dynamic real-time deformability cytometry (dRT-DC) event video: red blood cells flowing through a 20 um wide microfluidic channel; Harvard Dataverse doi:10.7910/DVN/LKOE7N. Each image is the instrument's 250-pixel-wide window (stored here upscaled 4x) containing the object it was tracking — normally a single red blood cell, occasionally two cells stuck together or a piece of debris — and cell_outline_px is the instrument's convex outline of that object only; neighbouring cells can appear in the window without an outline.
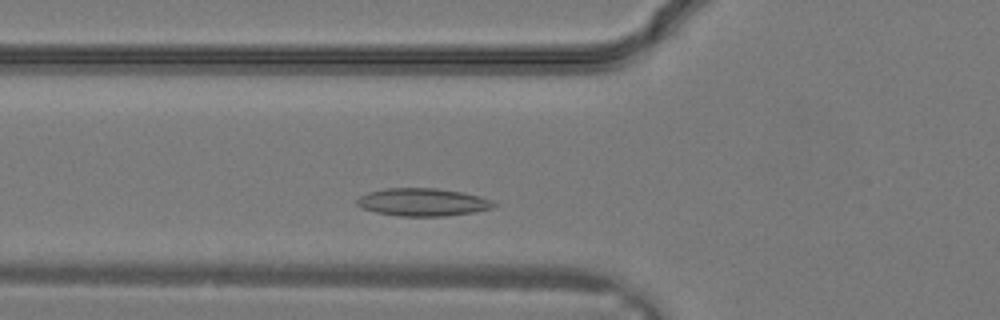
{"species": "common noctule bat (a hibernating species)", "species_latin": "Nyctalus noctula", "temperature_condition": "warm", "stored_images_in_passage": 25, "camera_frame_rate_fps": 3000, "um_per_image_px": 0.085, "animal": {"sex": "male", "body_mass_g": 19.2, "forearm_length_mm": 51.8}, "frame": {"image": 1, "passage_image": 4, "time_ms": 1.0, "image_size_px": [1000, 320], "cell_outline_px": [[496, 204], [492, 208], [476, 212], [444, 216], [400, 216], [376, 212], [364, 208], [356, 204], [356, 200], [360, 196], [368, 192], [384, 188], [436, 188], [460, 192], [492, 200]], "centroid_in_image_um": [35.91, 17.18], "position_along_channel_um": 89.9, "area_um2": 21.96}}
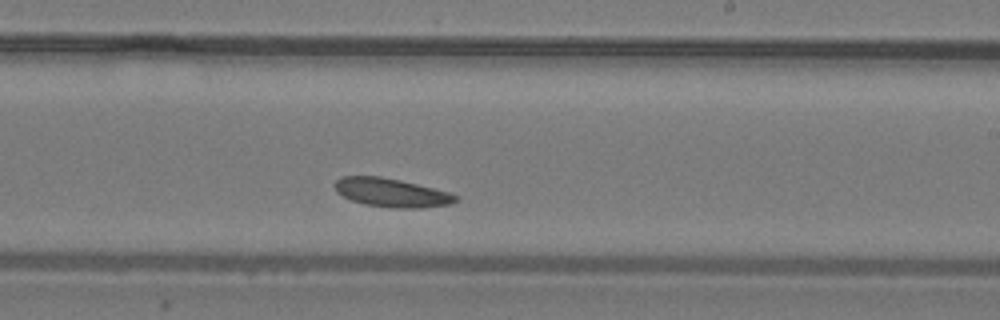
{"frame": {"image": 2, "passage_image": 12, "time_ms": 3.667, "image_size_px": [1000, 320], "cell_outline_px": [[460, 200], [452, 204], [420, 208], [392, 208], [364, 204], [340, 196], [336, 192], [332, 184], [340, 176], [380, 176], [400, 180], [448, 192], [460, 196]], "centroid_in_image_um": [33.25, 16.38], "position_along_channel_um": 255.8, "area_um2": 20.46}}
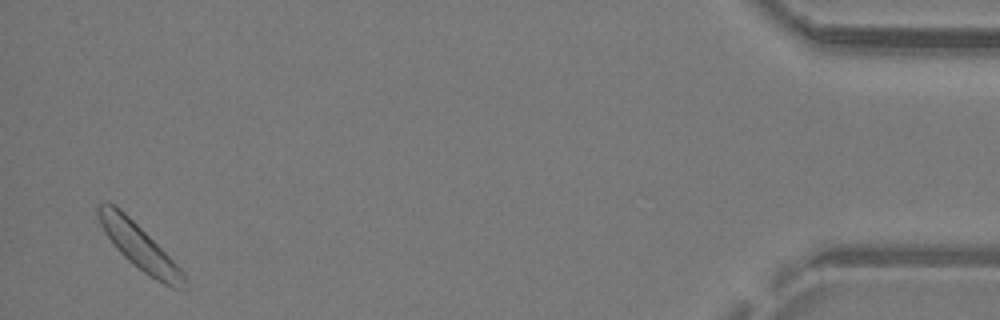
{"frame": {"image": 3, "passage_image": 24, "time_ms": 7.667, "image_size_px": [1000, 320], "cell_outline_px": [[188, 288], [172, 288], [156, 280], [144, 272], [128, 260], [116, 248], [104, 232], [100, 224], [96, 212], [96, 204], [108, 200], [116, 204], [184, 272], [188, 280]], "centroid_in_image_um": [11.8, 20.94], "position_along_channel_um": 423.4, "area_um2": 22.43}}